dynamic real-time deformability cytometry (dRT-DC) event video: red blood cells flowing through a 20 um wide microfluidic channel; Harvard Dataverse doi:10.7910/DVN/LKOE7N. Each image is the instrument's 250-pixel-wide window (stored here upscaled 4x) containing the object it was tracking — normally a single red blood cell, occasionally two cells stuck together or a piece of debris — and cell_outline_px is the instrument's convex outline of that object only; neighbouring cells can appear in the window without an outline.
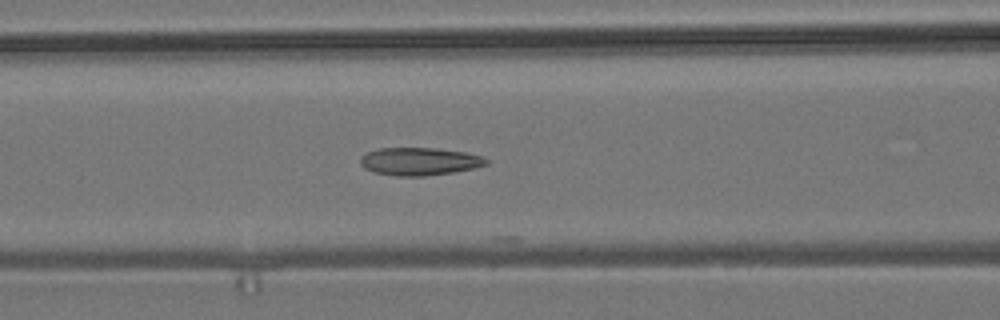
{"species": "common noctule bat (a hibernating species)", "species_latin": "Nyctalus noctula", "temperature_condition": "room temperature", "stored_images_in_passage": 11, "camera_frame_rate_fps": 3000, "um_per_image_px": 0.085, "animal": {"sex": "male", "body_mass_g": 19.2, "forearm_length_mm": 51.8}, "frame": {"image": 1, "passage_image": 7, "time_ms": 2.0, "image_size_px": [1000, 320], "cell_outline_px": [[488, 164], [472, 168], [452, 172], [424, 176], [396, 176], [376, 172], [364, 168], [360, 164], [360, 156], [368, 152], [380, 148], [436, 148], [464, 152], [480, 156], [488, 160]], "centroid_in_image_um": [35.62, 13.72], "position_along_channel_um": 131.0, "area_um2": 20.17}}
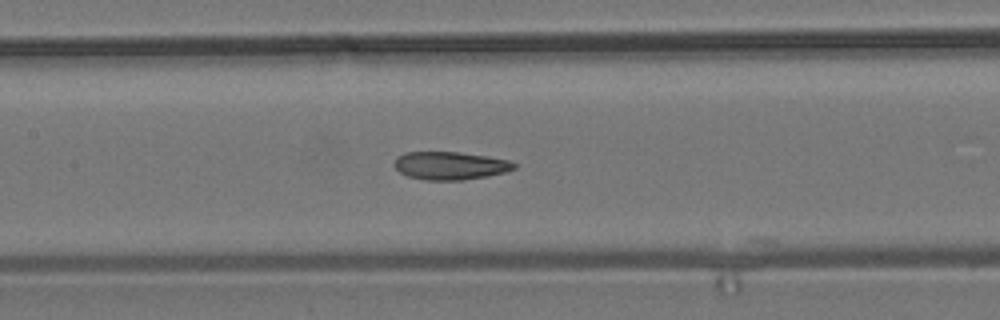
{"frame": {"image": 2, "passage_image": 10, "time_ms": 3.0, "image_size_px": [1000, 320], "cell_outline_px": [[516, 168], [504, 172], [488, 176], [464, 180], [424, 180], [408, 176], [400, 172], [392, 164], [396, 156], [404, 152], [460, 152], [508, 160], [516, 164]], "centroid_in_image_um": [38.22, 14.08], "position_along_channel_um": 169.2, "area_um2": 19.59}}